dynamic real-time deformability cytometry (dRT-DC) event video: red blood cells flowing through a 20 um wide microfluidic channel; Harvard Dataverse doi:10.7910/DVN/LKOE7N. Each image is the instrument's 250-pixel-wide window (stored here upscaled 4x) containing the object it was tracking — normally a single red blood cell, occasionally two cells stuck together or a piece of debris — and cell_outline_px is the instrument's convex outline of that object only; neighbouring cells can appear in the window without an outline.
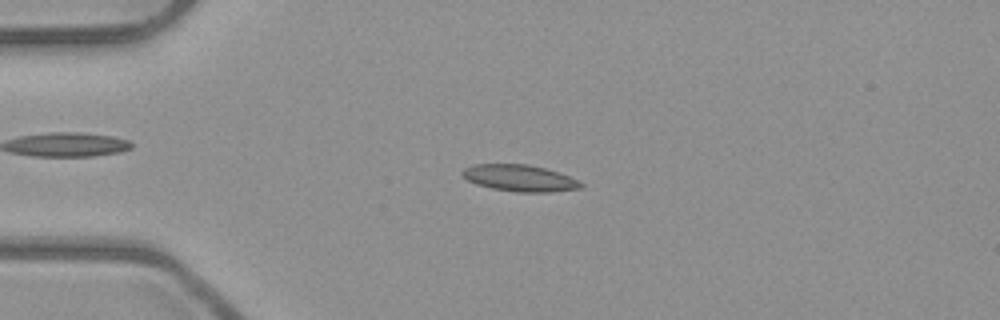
{"species": "common noctule bat (a hibernating species)", "species_latin": "Nyctalus noctula", "temperature_condition": "room temperature", "stored_images_in_passage": 3, "camera_frame_rate_fps": 3000, "um_per_image_px": 0.085, "animal": {"sex": "male", "body_mass_g": 23.1, "forearm_length_mm": 52.7}, "frame": {"image": 1, "passage_image": 2, "time_ms": 0.333, "image_size_px": [1000, 320], "cell_outline_px": [[584, 188], [552, 192], [516, 192], [492, 188], [476, 184], [468, 180], [460, 172], [464, 168], [476, 164], [528, 164], [544, 168], [568, 176], [584, 184]], "centroid_in_image_um": [44.18, 15.14], "position_along_channel_um": 40.8, "area_um2": 18.26}}